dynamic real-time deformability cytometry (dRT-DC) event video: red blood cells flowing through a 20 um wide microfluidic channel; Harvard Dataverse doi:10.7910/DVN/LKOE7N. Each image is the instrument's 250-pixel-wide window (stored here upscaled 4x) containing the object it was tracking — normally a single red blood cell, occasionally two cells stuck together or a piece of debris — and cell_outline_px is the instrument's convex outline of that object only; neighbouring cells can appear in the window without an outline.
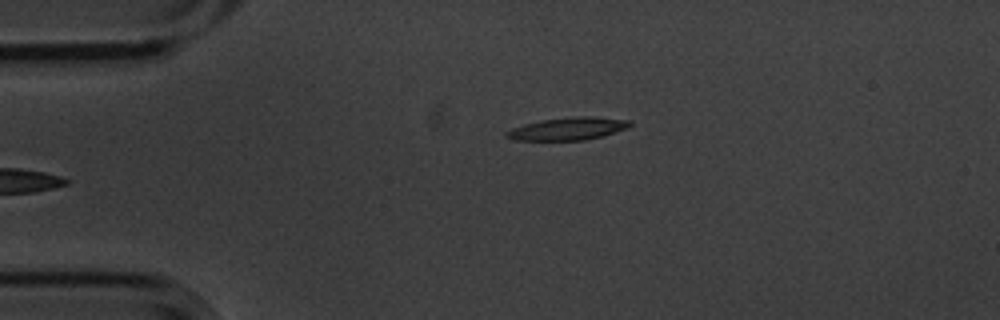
{"species": "common noctule bat (a hibernating species)", "species_latin": "Nyctalus noctula", "temperature_condition": "cold", "stored_images_in_passage": 5, "camera_frame_rate_fps": 3000, "um_per_image_px": 0.085, "animal": {"sex": "male", "body_mass_g": 20.1, "forearm_length_mm": 53.5}, "frame": {"image": 1, "passage_image": 5, "time_ms": 1.333, "image_size_px": [1000, 320], "cell_outline_px": [[632, 124], [628, 128], [604, 136], [584, 140], [516, 140], [504, 136], [504, 132], [512, 128], [524, 124], [540, 120], [572, 116], [596, 116], [632, 120]], "centroid_in_image_um": [48.31, 10.93], "position_along_channel_um": 36.7, "area_um2": 16.59}}